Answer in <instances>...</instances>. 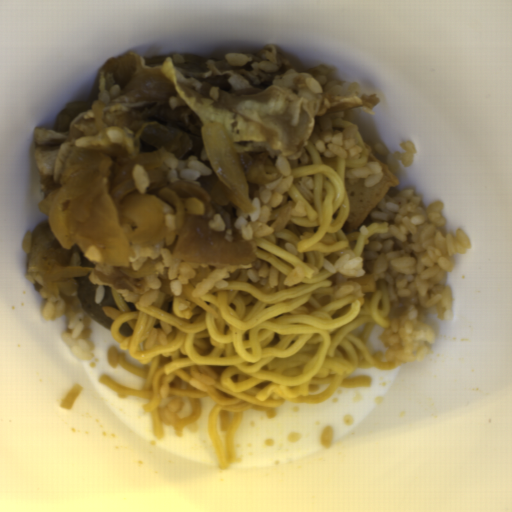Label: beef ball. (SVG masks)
Listing matches in <instances>:
<instances>
[{
  "label": "beef ball",
  "instance_id": "obj_1",
  "mask_svg": "<svg viewBox=\"0 0 512 512\" xmlns=\"http://www.w3.org/2000/svg\"><path fill=\"white\" fill-rule=\"evenodd\" d=\"M78 287L76 289V297L79 301L80 307L84 312L96 323L110 330L114 319L107 316L103 309L104 307H115V300L111 287L104 285V295L101 302H95L97 286L87 275H82L75 278Z\"/></svg>",
  "mask_w": 512,
  "mask_h": 512
}]
</instances>
